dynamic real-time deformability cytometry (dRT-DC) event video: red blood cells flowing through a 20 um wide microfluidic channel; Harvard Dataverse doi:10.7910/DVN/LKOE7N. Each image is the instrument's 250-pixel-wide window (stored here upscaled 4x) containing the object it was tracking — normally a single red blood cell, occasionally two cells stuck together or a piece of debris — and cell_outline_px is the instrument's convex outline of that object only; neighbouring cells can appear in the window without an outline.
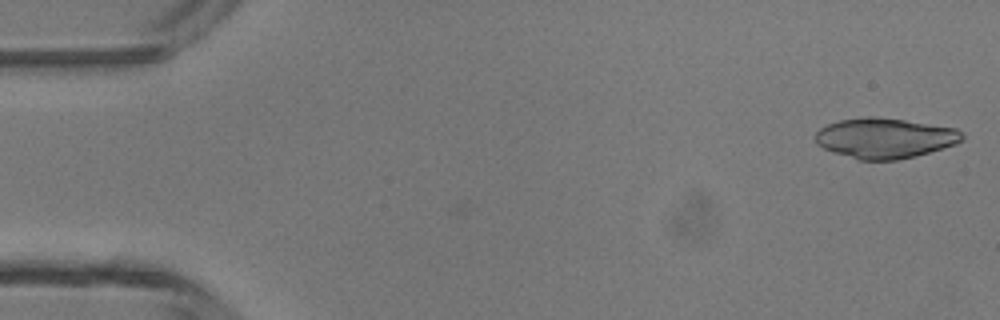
{"species": "common noctule bat (a hibernating species)", "species_latin": "Nyctalus noctula", "temperature_condition": "room temperature", "stored_images_in_passage": 19, "camera_frame_rate_fps": 3000, "um_per_image_px": 0.085, "animal": {"sex": "male", "body_mass_g": 13.3}, "frame": {"image": 1, "passage_image": 1, "time_ms": 0.0, "image_size_px": [1000, 320], "cell_outline_px": [[964, 140], [956, 144], [944, 148], [916, 156], [896, 160], [860, 160], [824, 148], [816, 144], [816, 132], [820, 128], [828, 124], [840, 120], [868, 116], [872, 116], [904, 120], [956, 128], [964, 136]], "centroid_in_image_um": [75.24, 11.74], "position_along_channel_um": 9.8, "area_um2": 34.22}}